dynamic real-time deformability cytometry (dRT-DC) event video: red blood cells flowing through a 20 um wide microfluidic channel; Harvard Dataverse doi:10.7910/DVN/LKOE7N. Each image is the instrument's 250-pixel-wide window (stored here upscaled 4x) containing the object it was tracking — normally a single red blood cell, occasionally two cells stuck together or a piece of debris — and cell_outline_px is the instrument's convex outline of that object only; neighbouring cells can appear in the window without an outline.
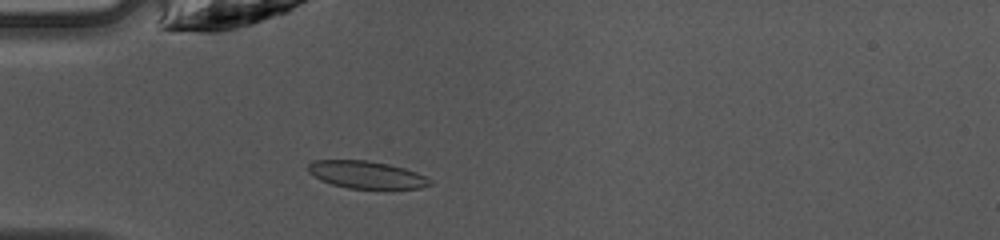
{"species": "common noctule bat (a hibernating species)", "species_latin": "Nyctalus noctula", "temperature_condition": "warm", "stored_images_in_passage": 35, "camera_frame_rate_fps": 3000, "um_per_image_px": 0.085, "animal": {"sex": "female", "body_mass_g": 10.0, "forearm_length_mm": 53.1}, "frame": {"image": 1, "passage_image": 2, "time_ms": 0.333, "image_size_px": [1000, 240], "cell_outline_px": [[432, 184], [420, 188], [348, 188], [332, 184], [320, 180], [308, 172], [308, 164], [312, 160], [368, 160], [388, 164], [404, 168], [416, 172], [432, 180]], "centroid_in_image_um": [31.12, 14.84], "position_along_channel_um": 53.9, "area_um2": 19.36}}
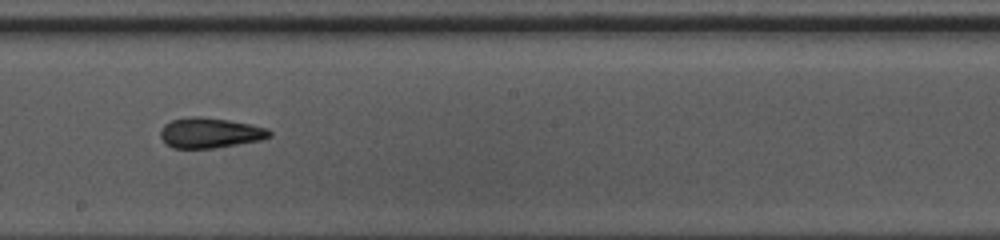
{"frame": {"image": 2, "passage_image": 15, "time_ms": 4.667, "image_size_px": [1000, 240], "cell_outline_px": [[272, 136], [260, 140], [216, 148], [172, 148], [160, 136], [160, 132], [164, 124], [172, 120], [192, 116], [200, 116], [228, 120], [268, 128], [272, 132]], "centroid_in_image_um": [17.86, 11.29], "position_along_channel_um": 230.3, "area_um2": 19.13}}
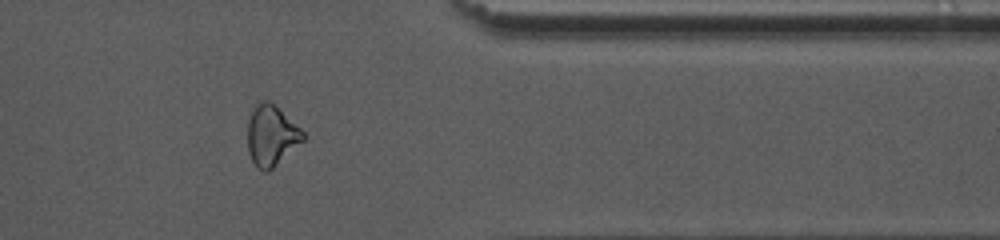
{"frame": {"image": 3, "passage_image": 27, "time_ms": 8.667, "image_size_px": [1000, 240], "cell_outline_px": [[304, 140], [268, 172], [264, 172], [256, 168], [248, 152], [248, 120], [256, 104], [264, 100], [268, 100], [300, 128], [304, 132]], "centroid_in_image_um": [23.05, 11.56], "position_along_channel_um": 388.4, "area_um2": 19.25}, "authors_computed_cell_mechanics": {"area_um2": 19.4786, "velocity_mm_per_s": 4.2233, "shape_relaxation_time_tau1_ms": 5.8054, "shape_relaxation_time_tau2_ms": 2.1271, "deformation_change_tau1": 0.1369, "deformation_change_tau2": 0.0895}}